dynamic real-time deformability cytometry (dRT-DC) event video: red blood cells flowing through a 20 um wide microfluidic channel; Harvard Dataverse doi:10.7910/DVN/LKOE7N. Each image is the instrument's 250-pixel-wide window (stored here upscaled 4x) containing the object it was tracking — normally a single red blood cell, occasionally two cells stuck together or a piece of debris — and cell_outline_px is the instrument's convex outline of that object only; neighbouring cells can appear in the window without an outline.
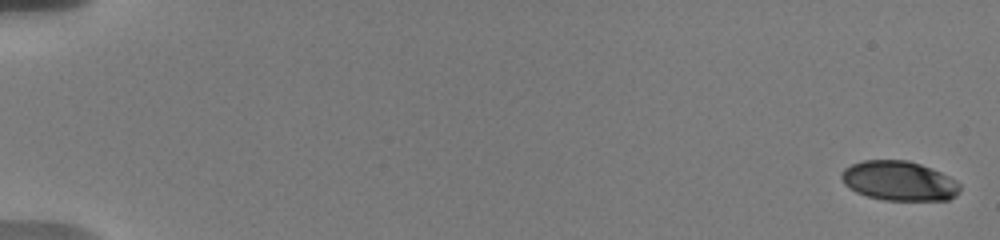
{"species": "human", "species_latin": "Homo sapiens", "temperature_condition": "warm", "stored_images_in_passage": 49, "camera_frame_rate_fps": 3000, "um_per_image_px": 0.085, "donor": {"sex": "male"}, "frame": {"image": 1, "passage_image": 1, "time_ms": 0.0, "image_size_px": [1000, 240], "cell_outline_px": [[960, 192], [956, 196], [948, 200], [884, 200], [868, 196], [856, 192], [848, 188], [844, 184], [840, 176], [840, 172], [844, 168], [852, 164], [864, 160], [908, 160], [932, 168], [956, 180], [960, 184]], "centroid_in_image_um": [76.41, 15.37], "position_along_channel_um": 8.6, "area_um2": 27.51}}
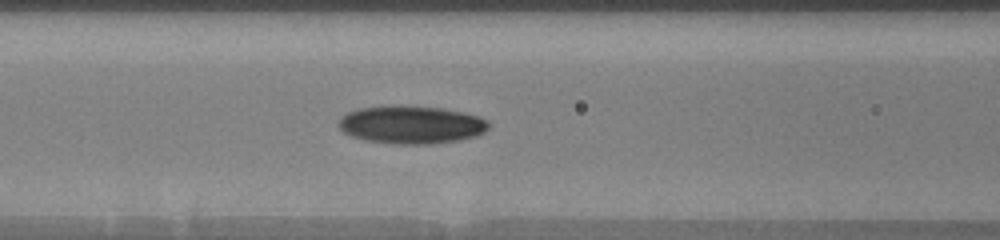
{"frame": {"image": 2, "passage_image": 19, "time_ms": 8.333, "image_size_px": [1000, 240], "cell_outline_px": [[488, 128], [484, 132], [476, 136], [460, 140], [432, 144], [392, 144], [364, 140], [352, 136], [344, 132], [336, 124], [340, 116], [348, 112], [360, 108], [388, 104], [392, 104], [440, 108], [464, 112], [488, 120]], "centroid_in_image_um": [34.91, 10.59], "position_along_channel_um": 131.7, "area_um2": 33.64}}
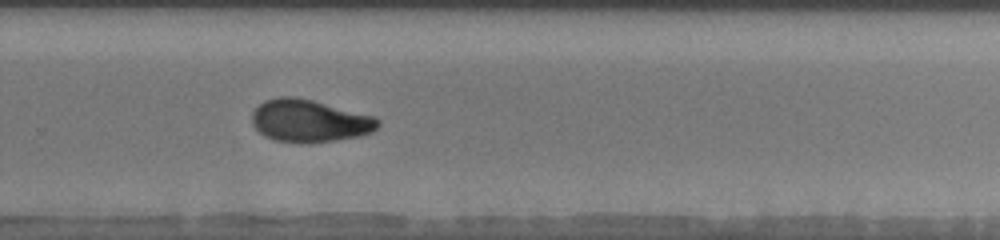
{"frame": {"image": 3, "passage_image": 34, "time_ms": 13.0, "image_size_px": [1000, 240], "cell_outline_px": [[380, 124], [372, 132], [360, 136], [336, 140], [276, 140], [264, 136], [252, 124], [252, 112], [264, 100], [280, 96], [296, 96], [376, 116], [380, 120]], "centroid_in_image_um": [26.33, 10.22], "position_along_channel_um": 303.5, "area_um2": 30.58}, "authors_computed_cell_mechanics": {"area_um2": 30.2872, "velocity_mm_per_s": 3.6856, "shape_relaxation_time_tau1_ms": 7.5747, "shape_relaxation_time_tau2_ms": 3.4516, "deformation_change_tau1": 0.1927, "deformation_change_tau2": 0.0759}}